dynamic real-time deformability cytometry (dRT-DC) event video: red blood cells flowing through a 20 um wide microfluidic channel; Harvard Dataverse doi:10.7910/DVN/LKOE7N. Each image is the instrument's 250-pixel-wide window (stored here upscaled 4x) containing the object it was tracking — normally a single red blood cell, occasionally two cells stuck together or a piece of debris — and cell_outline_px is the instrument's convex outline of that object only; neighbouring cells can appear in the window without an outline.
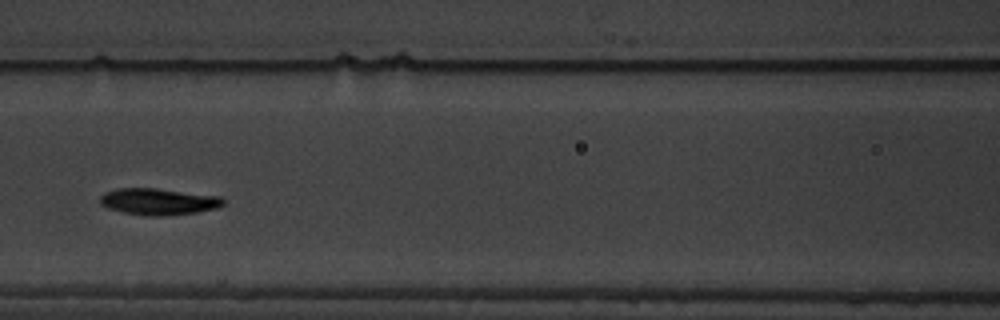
{"species": "common noctule bat (a hibernating species)", "species_latin": "Nyctalus noctula", "temperature_condition": "warm", "stored_images_in_passage": 14, "camera_frame_rate_fps": 3000, "um_per_image_px": 0.085, "animal": {"sex": "male", "body_mass_g": 19.5, "forearm_length_mm": 54.6}, "frame": {"image": 1, "passage_image": 5, "time_ms": 4.667, "image_size_px": [1000, 320], "cell_outline_px": [[224, 204], [220, 208], [196, 212], [164, 216], [144, 216], [124, 212], [108, 208], [100, 204], [100, 196], [104, 192], [116, 188], [156, 188], [220, 196], [224, 200]], "centroid_in_image_um": [13.47, 17.13], "position_along_channel_um": 153.1, "area_um2": 19.25}}
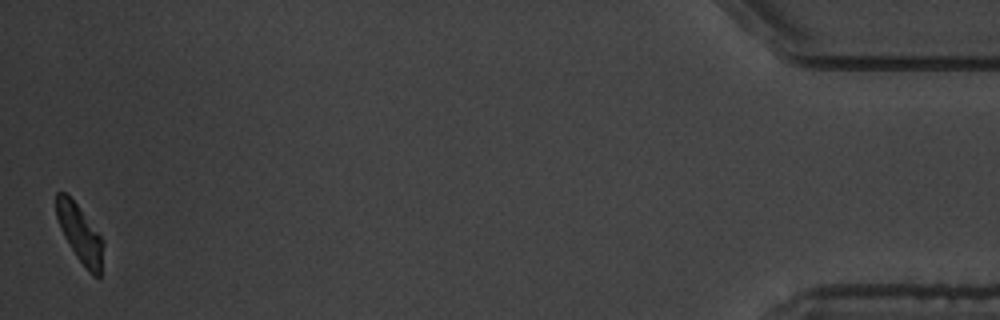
{"frame": {"image": 2, "passage_image": 14, "time_ms": 15.333, "image_size_px": [1000, 320], "cell_outline_px": [[104, 244], [100, 276], [92, 276], [76, 256], [64, 236], [60, 228], [56, 216], [56, 192], [64, 192], [76, 204], [104, 240]], "centroid_in_image_um": [6.8, 19.89], "position_along_channel_um": 428.4, "area_um2": 15.49}, "authors_computed_cell_mechanics": {"area_um2": 17.918, "velocity_mm_per_s": 3.3668, "shape_relaxation_time_tau1_ms": 2.4628, "shape_relaxation_time_tau2_ms": 6.2845, "deformation_change_tau1": 0.1249, "deformation_change_tau2": 0.08}}